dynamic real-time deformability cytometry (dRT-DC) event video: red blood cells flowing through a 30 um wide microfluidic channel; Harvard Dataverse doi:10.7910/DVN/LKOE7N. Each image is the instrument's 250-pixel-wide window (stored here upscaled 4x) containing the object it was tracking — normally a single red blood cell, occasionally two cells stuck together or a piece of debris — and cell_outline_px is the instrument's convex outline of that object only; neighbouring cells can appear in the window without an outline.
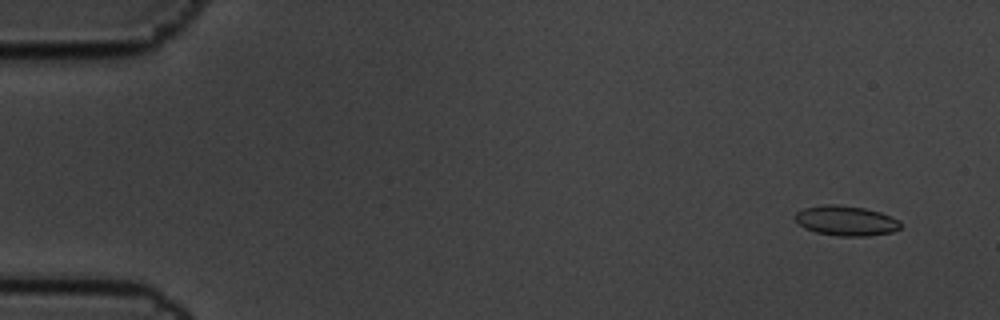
{"species": "common noctule bat (a hibernating species)", "species_latin": "Nyctalus noctula", "temperature_condition": "cold", "stored_images_in_passage": 56, "camera_frame_rate_fps": 3000, "um_per_image_px": 0.085, "animal": {"sex": "male", "body_mass_g": 19.5, "forearm_length_mm": 54.6}, "frame": {"image": 1, "passage_image": 4, "time_ms": 1.0, "image_size_px": [1000, 320], "cell_outline_px": [[900, 228], [892, 232], [868, 236], [840, 236], [816, 232], [804, 228], [792, 216], [796, 212], [804, 208], [824, 204], [836, 204], [864, 208], [880, 212], [892, 216], [900, 220]], "centroid_in_image_um": [71.91, 18.75], "position_along_channel_um": 13.1, "area_um2": 18.5}}
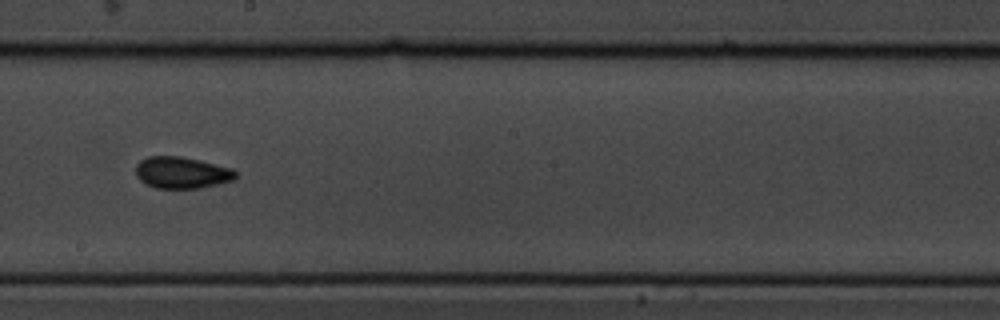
{"frame": {"image": 2, "passage_image": 32, "time_ms": 10.333, "image_size_px": [1000, 320], "cell_outline_px": [[236, 180], [200, 188], [156, 188], [144, 184], [136, 176], [136, 164], [140, 160], [148, 156], [180, 156], [200, 160], [232, 168], [236, 172]], "centroid_in_image_um": [15.44, 14.67], "position_along_channel_um": 232.8, "area_um2": 18.61}}
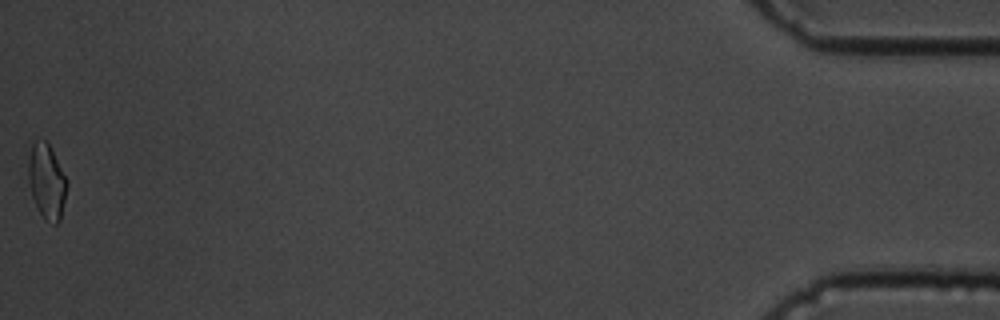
{"frame": {"image": 3, "passage_image": 56, "time_ms": 18.333, "image_size_px": [1000, 320], "cell_outline_px": [[68, 184], [60, 220], [56, 224], [52, 224], [44, 220], [32, 196], [28, 180], [28, 156], [32, 144], [36, 140], [44, 140], [48, 144], [68, 180]], "centroid_in_image_um": [3.97, 15.43], "position_along_channel_um": 431.2, "area_um2": 16.82}, "authors_computed_cell_mechanics": {"area_um2": 17.6868, "velocity_mm_per_s": 3.6391, "shape_relaxation_time_tau1_ms": 6.0582, "shape_relaxation_time_tau2_ms": 1.8025, "deformation_change_tau1": 0.1375, "deformation_change_tau2": 0.0691}}